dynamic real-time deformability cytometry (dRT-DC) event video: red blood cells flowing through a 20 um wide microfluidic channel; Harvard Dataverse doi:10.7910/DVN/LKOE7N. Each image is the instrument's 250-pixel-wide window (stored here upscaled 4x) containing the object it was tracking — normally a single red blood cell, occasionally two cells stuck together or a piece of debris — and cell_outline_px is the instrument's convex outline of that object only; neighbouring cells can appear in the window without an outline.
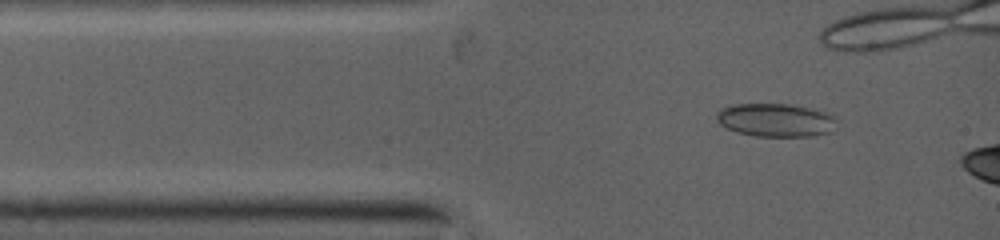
{"species": "common noctule bat (a hibernating species)", "species_latin": "Nyctalus noctula", "temperature_condition": "warm", "stored_images_in_passage": 10, "camera_frame_rate_fps": 5000, "um_per_image_px": 0.085, "animal": {"sex": "female", "body_mass_g": 19.0, "forearm_length_mm": 53.3}, "frame": {"image": 1, "passage_image": 1, "time_ms": 0.0, "image_size_px": [1000, 240], "cell_outline_px": [[836, 120], [828, 132], [804, 136], [756, 136], [740, 132], [728, 128], [720, 124], [716, 116], [720, 108], [732, 104], [796, 104], [832, 116]], "centroid_in_image_um": [65.84, 10.19], "position_along_channel_um": 19.2, "area_um2": 22.66}}